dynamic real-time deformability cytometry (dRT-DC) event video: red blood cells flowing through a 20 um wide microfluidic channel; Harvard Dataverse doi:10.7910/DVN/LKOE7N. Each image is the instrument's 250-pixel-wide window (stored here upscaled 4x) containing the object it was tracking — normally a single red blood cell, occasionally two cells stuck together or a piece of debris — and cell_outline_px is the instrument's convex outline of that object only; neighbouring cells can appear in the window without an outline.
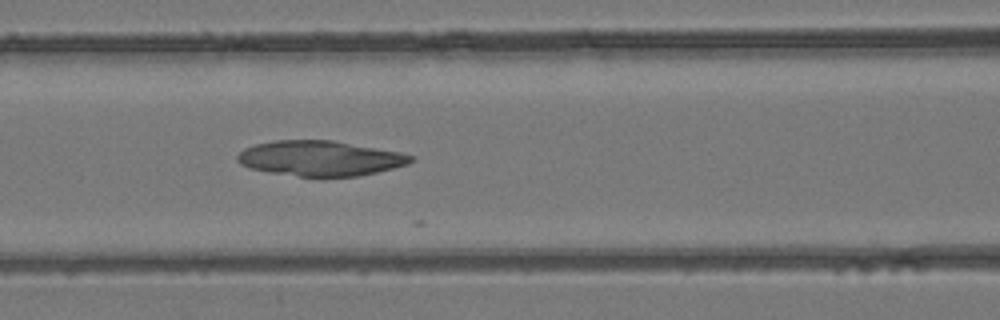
{"species": "common noctule bat (a hibernating species)", "species_latin": "Nyctalus noctula", "temperature_condition": "room temperature", "stored_images_in_passage": 10, "camera_frame_rate_fps": 3000, "um_per_image_px": 0.085, "animal": {"sex": "female", "body_mass_g": 24.6, "forearm_length_mm": 56.2}, "frame": {"image": 1, "passage_image": 6, "time_ms": 1.667, "image_size_px": [1000, 320], "cell_outline_px": [[412, 160], [408, 164], [360, 176], [300, 176], [272, 172], [248, 168], [240, 164], [236, 160], [236, 156], [244, 148], [256, 144], [276, 140], [332, 140], [400, 152], [412, 156]], "centroid_in_image_um": [27.17, 13.45], "position_along_channel_um": 139.4, "area_um2": 35.2}}
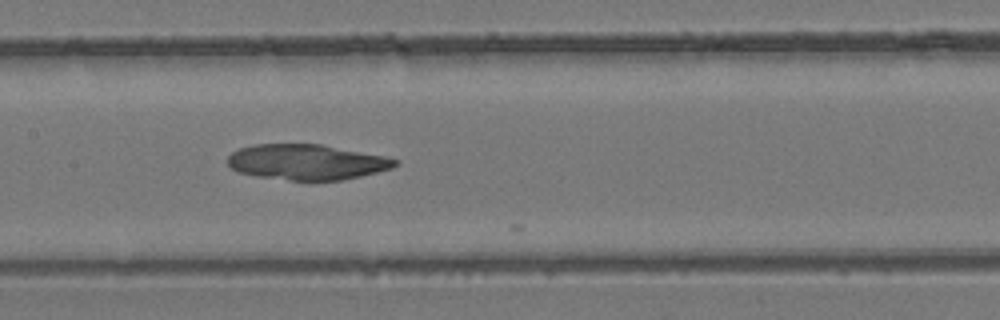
{"frame": {"image": 2, "passage_image": 9, "time_ms": 2.667, "image_size_px": [1000, 320], "cell_outline_px": [[400, 164], [392, 168], [360, 176], [340, 180], [292, 180], [260, 176], [236, 172], [228, 164], [228, 156], [232, 152], [240, 148], [256, 144], [320, 144], [388, 156], [400, 160]], "centroid_in_image_um": [26.12, 13.76], "position_along_channel_um": 181.3, "area_um2": 34.56}}